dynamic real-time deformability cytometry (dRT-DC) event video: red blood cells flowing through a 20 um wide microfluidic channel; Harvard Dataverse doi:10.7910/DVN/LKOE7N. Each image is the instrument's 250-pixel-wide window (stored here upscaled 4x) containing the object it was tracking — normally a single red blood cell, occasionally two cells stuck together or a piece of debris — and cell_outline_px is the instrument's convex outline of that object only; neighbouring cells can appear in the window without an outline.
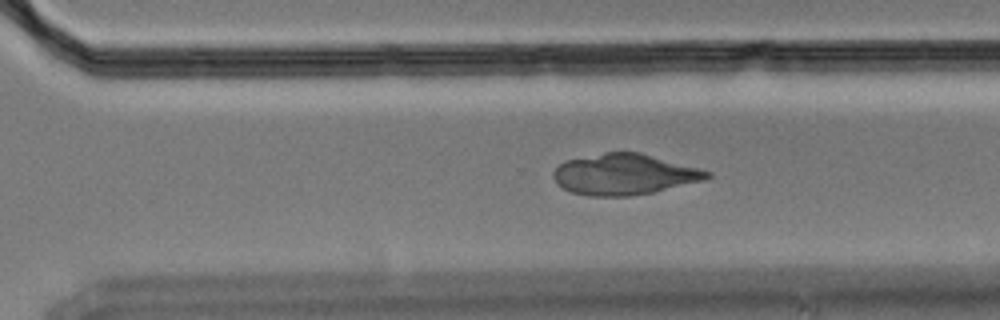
{"species": "Egyptian fruit bat (a non-hibernating species)", "species_latin": "Rousettus aegyptiacus", "temperature_condition": "cold", "stored_images_in_passage": 31, "camera_frame_rate_fps": 3000, "um_per_image_px": 0.085, "animal": {"sex": "male"}, "frame": {"image": 1, "passage_image": 25, "time_ms": 8.0, "image_size_px": [1000, 320], "cell_outline_px": [[712, 176], [704, 180], [652, 192], [628, 196], [588, 196], [572, 192], [556, 184], [552, 176], [552, 172], [564, 160], [604, 152], [640, 152], [712, 172]], "centroid_in_image_um": [53.02, 14.81], "position_along_channel_um": 317.6, "area_um2": 36.53}}
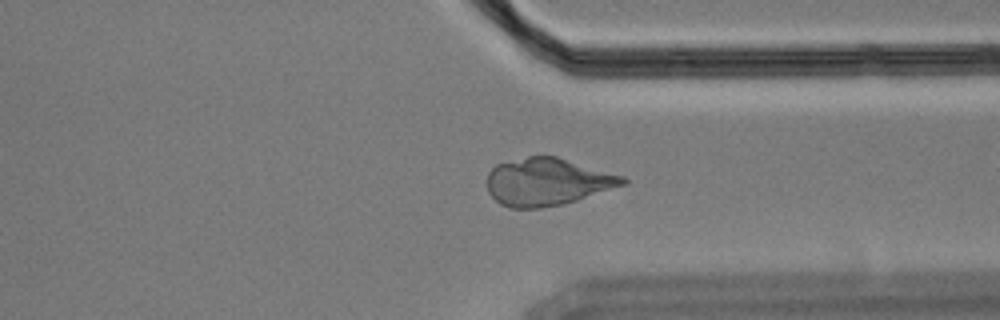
{"frame": {"image": 2, "passage_image": 29, "time_ms": 9.333, "image_size_px": [1000, 320], "cell_outline_px": [[628, 184], [576, 200], [560, 204], [540, 208], [512, 208], [500, 204], [488, 192], [488, 172], [496, 164], [528, 156], [556, 156], [624, 176], [628, 180]], "centroid_in_image_um": [46.54, 15.45], "position_along_channel_um": 364.9, "area_um2": 37.4}}